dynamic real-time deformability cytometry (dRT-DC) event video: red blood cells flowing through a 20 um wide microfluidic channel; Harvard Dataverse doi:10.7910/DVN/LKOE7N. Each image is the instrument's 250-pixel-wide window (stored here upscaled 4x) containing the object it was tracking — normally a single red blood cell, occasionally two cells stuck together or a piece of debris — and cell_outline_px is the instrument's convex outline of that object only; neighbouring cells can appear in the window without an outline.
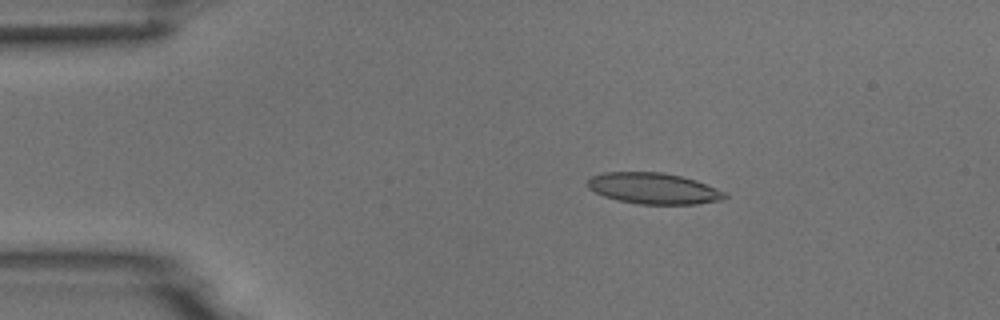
{"species": "common noctule bat (a hibernating species)", "species_latin": "Nyctalus noctula", "temperature_condition": "room temperature", "stored_images_in_passage": 5, "camera_frame_rate_fps": 3000, "um_per_image_px": 0.085, "animal": {"sex": "male", "body_mass_g": 18.8}, "frame": {"image": 1, "passage_image": 3, "time_ms": 2.667, "image_size_px": [1000, 320], "cell_outline_px": [[728, 196], [724, 200], [696, 204], [640, 204], [616, 200], [604, 196], [588, 188], [588, 180], [592, 176], [604, 172], [664, 172], [696, 180], [716, 188], [724, 192]], "centroid_in_image_um": [55.57, 16.02], "position_along_channel_um": 29.4, "area_um2": 24.85}}